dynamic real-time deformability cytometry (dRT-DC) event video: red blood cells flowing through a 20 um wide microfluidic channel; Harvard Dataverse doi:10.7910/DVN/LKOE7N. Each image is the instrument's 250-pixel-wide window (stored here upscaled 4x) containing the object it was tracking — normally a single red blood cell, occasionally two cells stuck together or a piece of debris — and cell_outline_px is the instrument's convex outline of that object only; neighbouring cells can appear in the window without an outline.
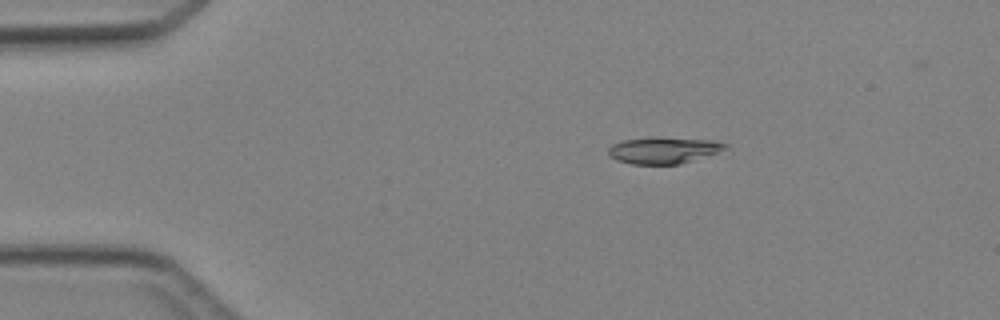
{"species": "Egyptian fruit bat (a non-hibernating species)", "species_latin": "Rousettus aegyptiacus", "temperature_condition": "cold", "stored_images_in_passage": 5, "camera_frame_rate_fps": 3000, "um_per_image_px": 0.085, "animal": {"sex": "female"}, "frame": {"image": 1, "passage_image": 3, "time_ms": 2.333, "image_size_px": [1000, 320], "cell_outline_px": [[728, 148], [680, 164], [632, 164], [616, 160], [608, 152], [608, 148], [612, 144], [624, 140], [656, 136], [712, 140], [728, 144]], "centroid_in_image_um": [56.39, 12.75], "position_along_channel_um": 28.6, "area_um2": 18.03}}
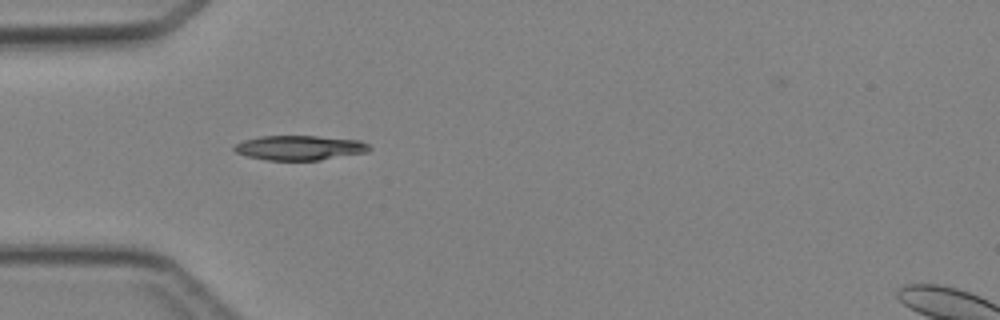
{"frame": {"image": 2, "passage_image": 4, "time_ms": 4.333, "image_size_px": [1000, 320], "cell_outline_px": [[372, 148], [368, 152], [320, 160], [268, 160], [248, 156], [236, 152], [232, 148], [236, 144], [244, 140], [260, 136], [316, 136], [360, 140], [368, 144]], "centroid_in_image_um": [25.5, 12.56], "position_along_channel_um": 59.5, "area_um2": 19.36}}
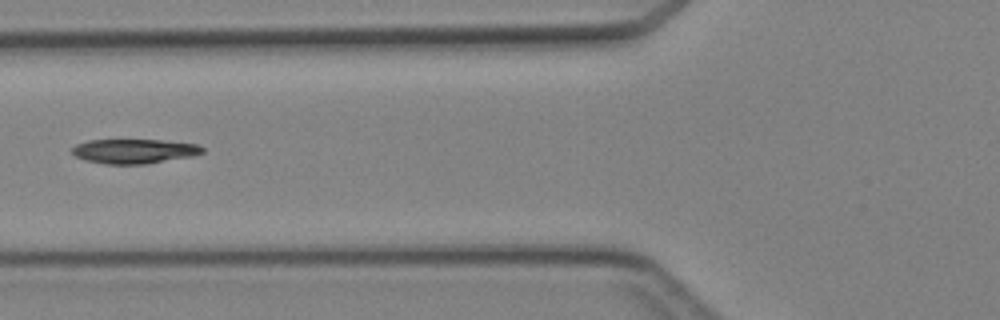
{"frame": {"image": 3, "passage_image": 5, "time_ms": 5.667, "image_size_px": [1000, 320], "cell_outline_px": [[204, 152], [192, 156], [148, 164], [108, 164], [84, 160], [76, 156], [72, 152], [72, 148], [76, 144], [88, 140], [160, 140], [196, 144], [204, 148]], "centroid_in_image_um": [11.4, 12.85], "position_along_channel_um": 114.4, "area_um2": 18.55}}